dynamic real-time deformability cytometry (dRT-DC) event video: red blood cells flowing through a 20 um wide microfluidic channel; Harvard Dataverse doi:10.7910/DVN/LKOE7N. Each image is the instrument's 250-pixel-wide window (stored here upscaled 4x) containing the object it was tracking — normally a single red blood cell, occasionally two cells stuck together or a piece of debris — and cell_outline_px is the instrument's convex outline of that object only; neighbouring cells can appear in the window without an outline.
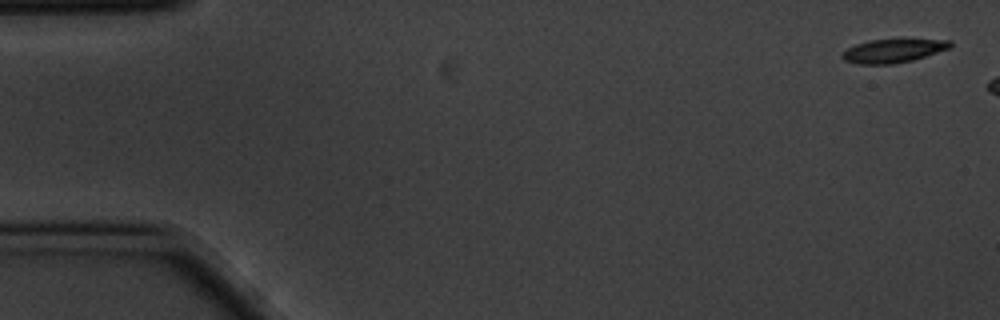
{"species": "common noctule bat (a hibernating species)", "species_latin": "Nyctalus noctula", "temperature_condition": "cold", "stored_images_in_passage": 2, "segment_of_instrument_passage": [2, 2], "camera_frame_rate_fps": 3000, "um_per_image_px": 0.085, "animal": {"sex": "male", "body_mass_g": 20.1, "forearm_length_mm": 53.5}, "frame": {"image": 1, "passage_image": 2, "time_ms": 0.333, "image_size_px": [1000, 320], "cell_outline_px": [[952, 48], [912, 60], [892, 64], [860, 64], [844, 60], [840, 56], [848, 48], [856, 44], [868, 40], [952, 40]], "centroid_in_image_um": [75.93, 4.32], "position_along_channel_um": 9.1, "area_um2": 14.62}}